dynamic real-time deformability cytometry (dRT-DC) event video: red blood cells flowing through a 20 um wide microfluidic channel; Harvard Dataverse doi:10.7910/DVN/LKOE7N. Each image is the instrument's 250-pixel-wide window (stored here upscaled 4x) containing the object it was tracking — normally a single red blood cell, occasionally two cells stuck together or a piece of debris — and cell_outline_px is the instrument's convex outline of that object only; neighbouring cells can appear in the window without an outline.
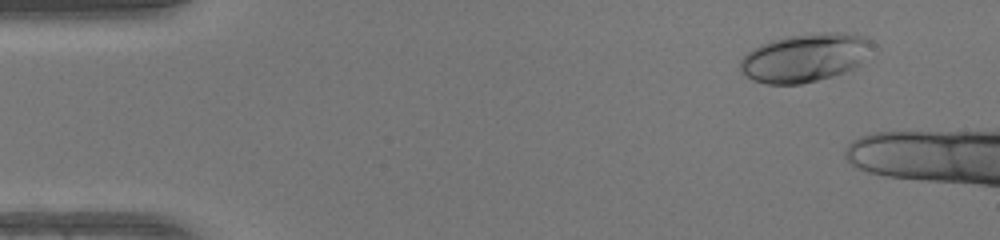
{"species": "human", "species_latin": "Homo sapiens", "temperature_condition": "warm", "stored_images_in_passage": 15, "camera_frame_rate_fps": 3000, "um_per_image_px": 0.085, "donor": {"sex": "female"}, "frame": {"image": 1, "passage_image": 5, "time_ms": 1.333, "image_size_px": [1000, 240], "cell_outline_px": [[876, 44], [860, 64], [856, 68], [832, 76], [800, 84], [764, 84], [752, 80], [740, 68], [740, 60], [752, 48], [760, 44], [784, 36], [824, 32], [848, 32], [864, 36], [872, 40]], "centroid_in_image_um": [68.47, 4.88], "position_along_channel_um": 16.5, "area_um2": 37.51}}